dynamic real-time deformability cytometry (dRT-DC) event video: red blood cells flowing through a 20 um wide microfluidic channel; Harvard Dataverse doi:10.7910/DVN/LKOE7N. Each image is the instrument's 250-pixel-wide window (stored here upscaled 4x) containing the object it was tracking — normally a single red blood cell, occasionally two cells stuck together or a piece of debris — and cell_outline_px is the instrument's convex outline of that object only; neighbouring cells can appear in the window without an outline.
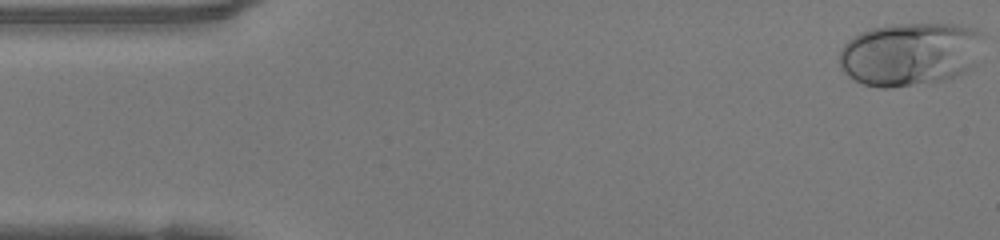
{"species": "human", "species_latin": "Homo sapiens", "temperature_condition": "warm", "stored_images_in_passage": 48, "camera_frame_rate_fps": 3000, "um_per_image_px": 0.085, "donor": {"sex": "female"}, "frame": {"image": 1, "passage_image": 1, "time_ms": 0.0, "image_size_px": [1000, 240], "cell_outline_px": [[984, 36], [972, 64], [968, 68], [944, 80], [888, 88], [884, 88], [864, 84], [848, 76], [840, 68], [840, 52], [844, 44], [852, 36], [860, 32], [872, 28], [888, 24], [956, 24], [976, 28]], "centroid_in_image_um": [77.3, 4.56], "position_along_channel_um": 7.7, "area_um2": 52.77}}
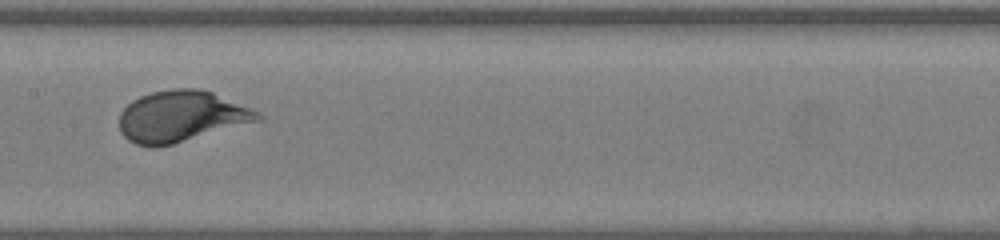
{"frame": {"image": 2, "passage_image": 23, "time_ms": 7.333, "image_size_px": [1000, 240], "cell_outline_px": [[264, 120], [172, 144], [152, 148], [136, 144], [128, 140], [120, 132], [120, 112], [132, 100], [140, 96], [152, 92], [172, 88], [196, 88], [212, 92], [248, 108], [264, 116]], "centroid_in_image_um": [15.38, 9.9], "position_along_channel_um": 192.0, "area_um2": 41.15}}
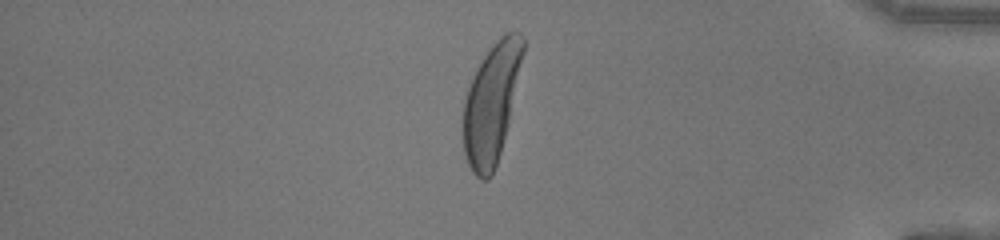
{"frame": {"image": 3, "passage_image": 40, "time_ms": 13.0, "image_size_px": [1000, 240], "cell_outline_px": [[524, 52], [508, 124], [500, 152], [492, 176], [488, 180], [480, 180], [472, 172], [468, 164], [464, 152], [460, 132], [464, 100], [472, 76], [480, 60], [496, 40], [504, 32], [520, 32], [524, 36]], "centroid_in_image_um": [41.73, 8.79], "position_along_channel_um": 393.5, "area_um2": 41.96}, "authors_computed_cell_mechanics": {"area_um2": 41.5582, "velocity_mm_per_s": 4.192, "shape_relaxation_time_tau1_ms": 2.7005, "shape_relaxation_time_tau2_ms": null, "deformation_change_tau1": 0.2118, "deformation_change_tau2": null}}